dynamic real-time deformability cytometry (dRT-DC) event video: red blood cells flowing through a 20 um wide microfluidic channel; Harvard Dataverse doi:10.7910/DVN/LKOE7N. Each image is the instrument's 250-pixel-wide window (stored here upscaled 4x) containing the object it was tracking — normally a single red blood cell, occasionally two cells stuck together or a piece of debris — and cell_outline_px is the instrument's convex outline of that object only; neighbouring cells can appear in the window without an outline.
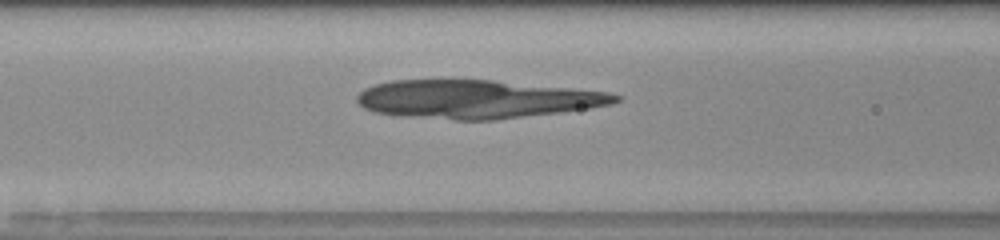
{"species": "human", "species_latin": "Homo sapiens", "temperature_condition": "room temperature", "stored_images_in_passage": 32, "camera_frame_rate_fps": 3000, "um_per_image_px": 0.085, "donor": {"sex": "male"}, "frame": {"image": 1, "passage_image": 13, "time_ms": 4.0, "image_size_px": [1000, 240], "cell_outline_px": [[624, 96], [620, 100], [612, 104], [588, 108], [560, 112], [496, 120], [456, 120], [404, 116], [376, 112], [364, 108], [356, 100], [356, 96], [364, 88], [376, 84], [392, 80], [492, 80], [608, 92]], "centroid_in_image_um": [40.51, 8.43], "position_along_channel_um": 126.1, "area_um2": 57.63}}
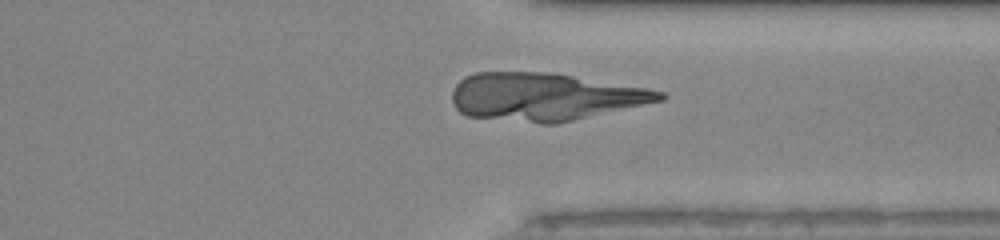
{"frame": {"image": 2, "passage_image": 29, "time_ms": 9.333, "image_size_px": [1000, 240], "cell_outline_px": [[668, 96], [664, 100], [556, 124], [540, 124], [468, 116], [460, 112], [456, 108], [452, 100], [452, 92], [456, 84], [464, 76], [476, 72], [548, 72], [648, 88], [664, 92]], "centroid_in_image_um": [46.29, 8.23], "position_along_channel_um": 365.1, "area_um2": 57.8}}